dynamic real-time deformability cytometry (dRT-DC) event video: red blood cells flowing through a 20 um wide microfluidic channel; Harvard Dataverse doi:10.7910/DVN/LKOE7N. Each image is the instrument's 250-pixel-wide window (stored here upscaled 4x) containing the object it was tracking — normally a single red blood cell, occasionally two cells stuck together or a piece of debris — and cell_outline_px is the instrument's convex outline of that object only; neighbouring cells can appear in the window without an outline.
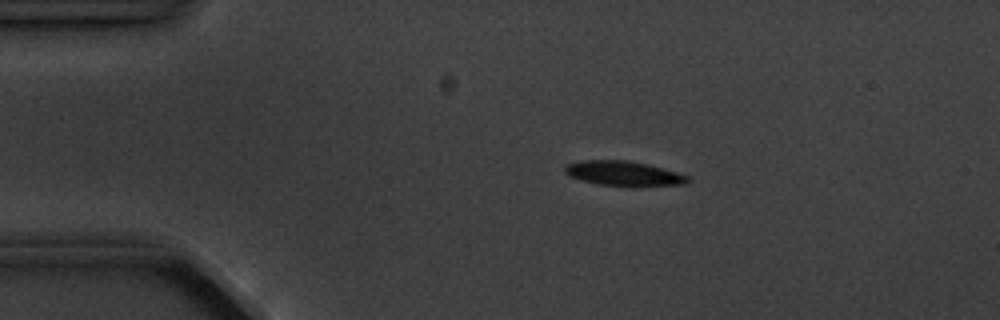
{"species": "common noctule bat (a hibernating species)", "species_latin": "Nyctalus noctula", "temperature_condition": "cold", "stored_images_in_passage": 3, "camera_frame_rate_fps": 3000, "um_per_image_px": 0.085, "animal": {"sex": "male", "body_mass_g": 20.1, "forearm_length_mm": 53.5}, "frame": {"image": 1, "passage_image": 2, "time_ms": 1.333, "image_size_px": [1000, 320], "cell_outline_px": [[692, 180], [684, 184], [600, 184], [580, 180], [568, 176], [564, 172], [564, 168], [568, 164], [580, 160], [624, 160], [644, 164], [676, 172], [688, 176]], "centroid_in_image_um": [52.91, 14.71], "position_along_channel_um": 32.1, "area_um2": 16.76}}